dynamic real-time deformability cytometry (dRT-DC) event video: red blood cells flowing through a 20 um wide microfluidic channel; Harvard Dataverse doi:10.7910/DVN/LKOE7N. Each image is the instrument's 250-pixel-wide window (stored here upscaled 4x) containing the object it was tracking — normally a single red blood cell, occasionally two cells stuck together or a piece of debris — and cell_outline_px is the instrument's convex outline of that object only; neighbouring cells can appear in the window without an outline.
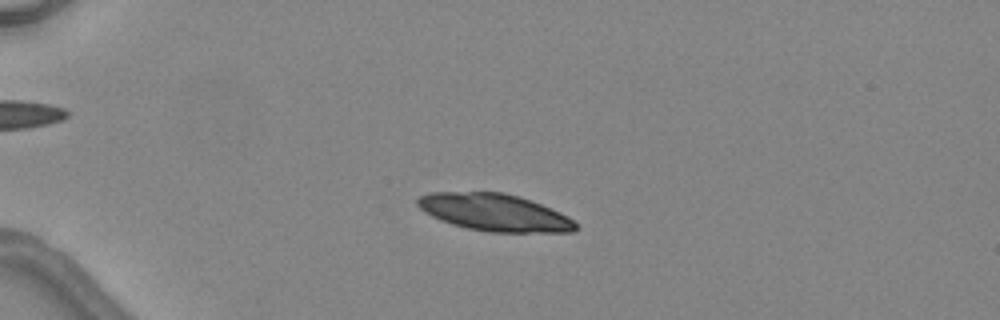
{"species": "common noctule bat (a hibernating species)", "species_latin": "Nyctalus noctula", "temperature_condition": "warm", "stored_images_in_passage": 5, "camera_frame_rate_fps": 3000, "um_per_image_px": 0.085, "animal": {"sex": "female", "body_mass_g": 24.6, "forearm_length_mm": 56.2}, "frame": {"image": 1, "passage_image": 3, "time_ms": 2.333, "image_size_px": [1000, 320], "cell_outline_px": [[580, 228], [572, 232], [488, 232], [468, 228], [452, 224], [440, 220], [424, 212], [416, 204], [416, 200], [420, 196], [432, 192], [504, 192], [520, 196], [532, 200], [560, 212], [568, 216]], "centroid_in_image_um": [42.05, 18.05], "position_along_channel_um": 43.0, "area_um2": 34.39}}